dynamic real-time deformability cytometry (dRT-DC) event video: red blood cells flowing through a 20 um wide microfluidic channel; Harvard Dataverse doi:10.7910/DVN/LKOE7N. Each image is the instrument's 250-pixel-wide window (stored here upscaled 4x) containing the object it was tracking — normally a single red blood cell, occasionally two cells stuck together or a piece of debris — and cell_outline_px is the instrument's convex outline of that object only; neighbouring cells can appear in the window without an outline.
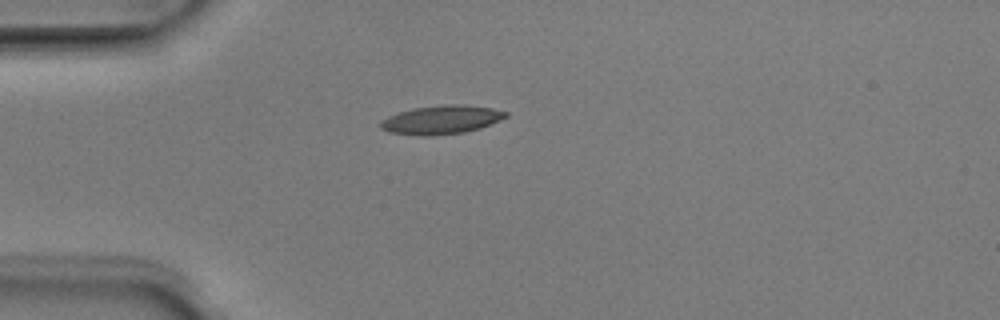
{"species": "Egyptian fruit bat (a non-hibernating species)", "species_latin": "Rousettus aegyptiacus", "temperature_condition": "room temperature", "stored_images_in_passage": 38, "camera_frame_rate_fps": 3000, "um_per_image_px": 0.085, "animal": {"sex": "male"}, "frame": {"image": 1, "passage_image": 1, "time_ms": 0.0, "image_size_px": [1000, 320], "cell_outline_px": [[508, 116], [480, 128], [464, 132], [428, 136], [416, 136], [388, 132], [380, 128], [380, 120], [388, 116], [400, 112], [416, 108], [444, 104], [464, 104], [492, 108], [508, 112]], "centroid_in_image_um": [37.49, 10.18], "position_along_channel_um": 47.5, "area_um2": 20.92}}
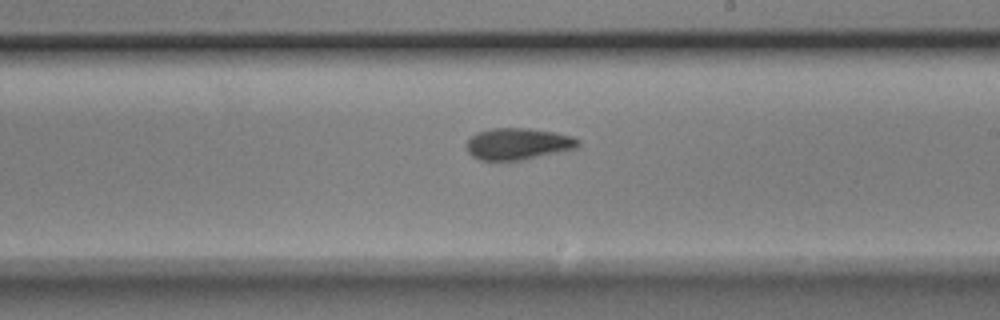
{"frame": {"image": 2, "passage_image": 17, "time_ms": 5.333, "image_size_px": [1000, 320], "cell_outline_px": [[580, 144], [576, 148], [520, 160], [480, 160], [472, 156], [468, 152], [464, 144], [476, 132], [492, 128], [528, 128], [552, 132], [572, 136], [580, 140]], "centroid_in_image_um": [43.98, 12.22], "position_along_channel_um": 245.0, "area_um2": 20.46}}
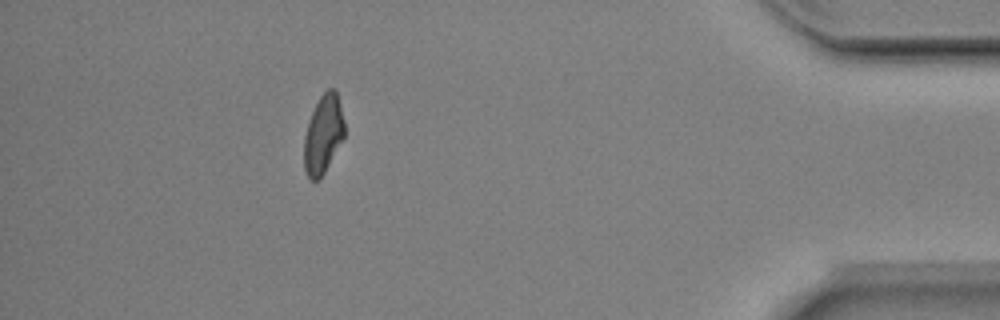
{"frame": {"image": 3, "passage_image": 33, "time_ms": 10.667, "image_size_px": [1000, 320], "cell_outline_px": [[344, 136], [324, 172], [316, 180], [312, 180], [308, 176], [304, 168], [304, 136], [308, 120], [320, 96], [328, 88], [336, 88], [344, 120]], "centroid_in_image_um": [27.47, 11.36], "position_along_channel_um": 407.7, "area_um2": 18.26}, "authors_computed_cell_mechanics": {"area_um2": 19.7676, "velocity_mm_per_s": 3.9989, "shape_relaxation_time_tau1_ms": 3.6694, "shape_relaxation_time_tau2_ms": 1.9044, "deformation_change_tau1": 0.162, "deformation_change_tau2": 0.0841}}